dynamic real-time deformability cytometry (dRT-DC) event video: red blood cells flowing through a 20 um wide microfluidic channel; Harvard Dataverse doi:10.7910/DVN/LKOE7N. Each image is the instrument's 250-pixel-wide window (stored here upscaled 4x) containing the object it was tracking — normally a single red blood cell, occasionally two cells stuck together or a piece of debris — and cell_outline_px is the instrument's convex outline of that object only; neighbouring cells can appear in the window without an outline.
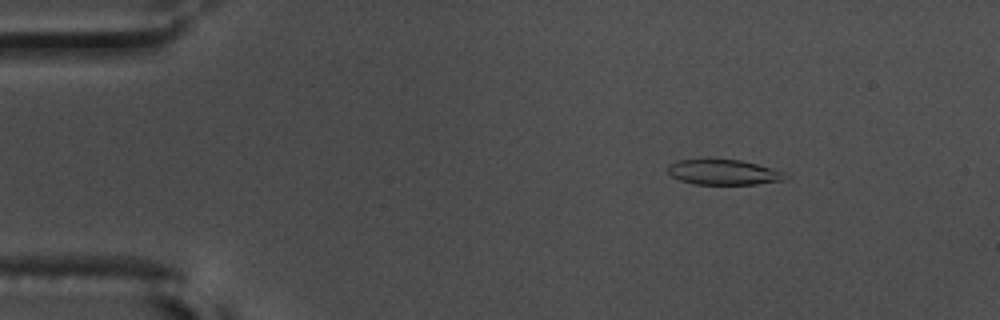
{"species": "common noctule bat (a hibernating species)", "species_latin": "Nyctalus noctula", "temperature_condition": "warm", "stored_images_in_passage": 57, "camera_frame_rate_fps": 3000, "um_per_image_px": 0.085, "animal": {"sex": "male", "body_mass_g": 17.5, "forearm_length_mm": 52.3}, "frame": {"image": 1, "passage_image": 9, "time_ms": 2.667, "image_size_px": [1000, 320], "cell_outline_px": [[788, 176], [784, 180], [756, 184], [692, 184], [680, 180], [672, 176], [668, 172], [668, 164], [680, 160], [740, 160], [772, 168], [784, 172]], "centroid_in_image_um": [61.51, 14.65], "position_along_channel_um": 23.5, "area_um2": 17.05}}
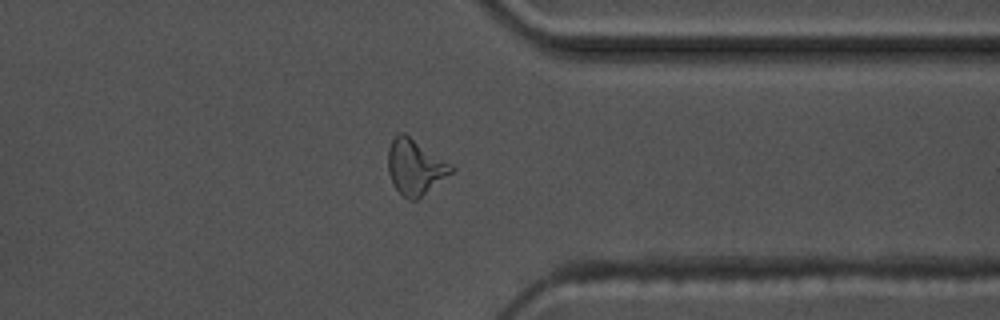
{"frame": {"image": 2, "passage_image": 45, "time_ms": 14.667, "image_size_px": [1000, 320], "cell_outline_px": [[456, 168], [452, 172], [416, 200], [408, 200], [392, 184], [388, 172], [388, 148], [392, 140], [400, 132], [404, 132], [452, 164]], "centroid_in_image_um": [35.27, 14.18], "position_along_channel_um": 376.1, "area_um2": 20.23}}
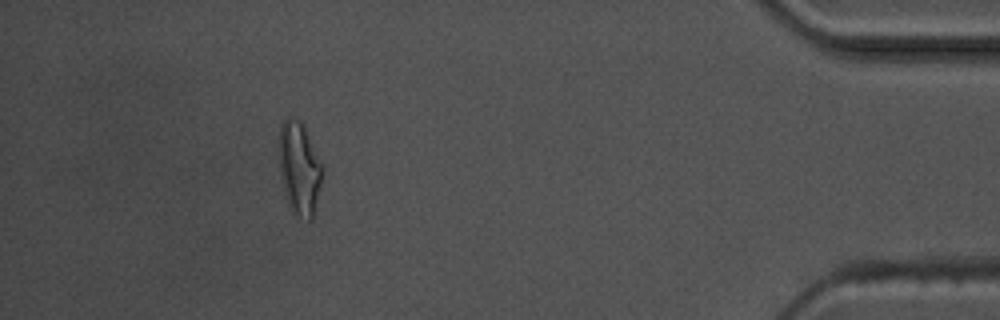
{"frame": {"image": 3, "passage_image": 52, "time_ms": 17.0, "image_size_px": [1000, 320], "cell_outline_px": [[324, 172], [312, 220], [308, 220], [296, 216], [292, 212], [288, 204], [280, 176], [280, 128], [284, 120], [288, 116], [292, 116], [300, 120], [304, 124], [324, 168]], "centroid_in_image_um": [25.47, 14.3], "position_along_channel_um": 409.7, "area_um2": 23.64}, "authors_computed_cell_mechanics": {"area_um2": 18.5538, "velocity_mm_per_s": 3.6413, "shape_relaxation_time_tau1_ms": 7.1846, "shape_relaxation_time_tau2_ms": 2.437, "deformation_change_tau1": 0.2366, "deformation_change_tau2": 0.1075}}